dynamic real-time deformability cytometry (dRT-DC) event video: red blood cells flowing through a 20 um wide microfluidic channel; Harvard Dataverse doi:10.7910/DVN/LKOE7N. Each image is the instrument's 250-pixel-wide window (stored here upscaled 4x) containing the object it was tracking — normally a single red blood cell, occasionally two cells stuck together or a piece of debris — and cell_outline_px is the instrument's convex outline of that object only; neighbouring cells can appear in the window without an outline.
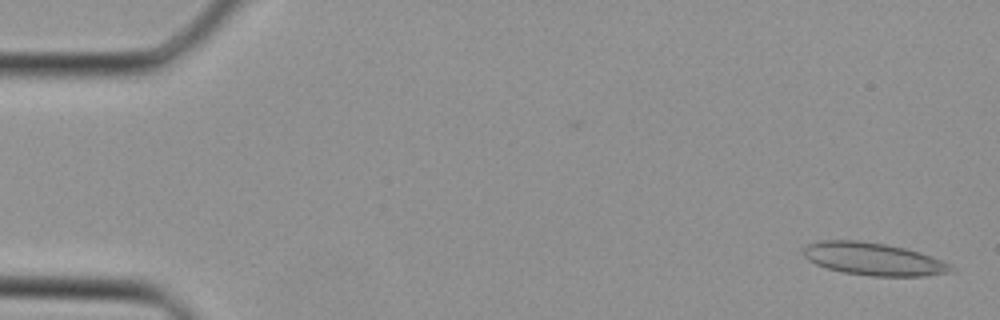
{"species": "Egyptian fruit bat (a non-hibernating species)", "species_latin": "Rousettus aegyptiacus", "temperature_condition": "cold", "stored_images_in_passage": 3, "camera_frame_rate_fps": 3000, "um_per_image_px": 0.085, "animal": {"sex": "female"}, "frame": {"image": 1, "passage_image": 3, "time_ms": 0.667, "image_size_px": [1000, 320], "cell_outline_px": [[956, 272], [924, 276], [872, 276], [840, 272], [816, 264], [808, 260], [804, 256], [804, 248], [808, 244], [820, 240], [860, 240], [884, 244], [904, 248], [932, 256], [952, 264], [956, 268]], "centroid_in_image_um": [74.3, 22.02], "position_along_channel_um": 10.7, "area_um2": 28.26}}